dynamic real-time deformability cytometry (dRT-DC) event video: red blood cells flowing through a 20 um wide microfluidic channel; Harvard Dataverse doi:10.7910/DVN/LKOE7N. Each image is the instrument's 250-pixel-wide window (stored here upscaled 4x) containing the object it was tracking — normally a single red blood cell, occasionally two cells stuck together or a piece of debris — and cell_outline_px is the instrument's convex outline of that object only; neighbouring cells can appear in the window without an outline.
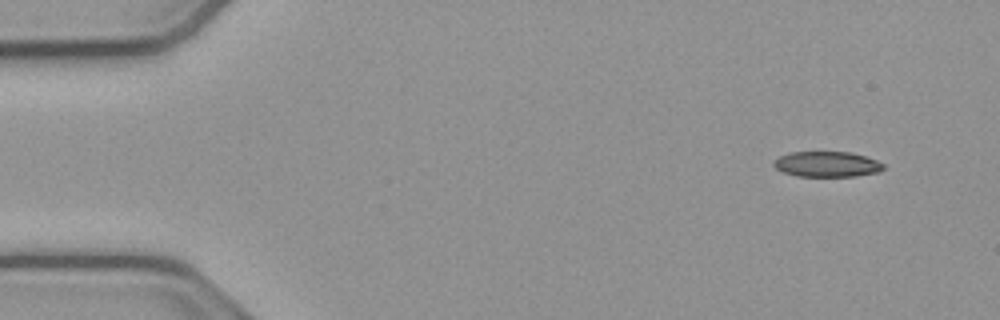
{"species": "common noctule bat (a hibernating species)", "species_latin": "Nyctalus noctula", "temperature_condition": "cold", "stored_images_in_passage": 50, "camera_frame_rate_fps": 3000, "um_per_image_px": 0.085, "animal": {"sex": "male", "body_mass_g": 23.1, "forearm_length_mm": 52.7}, "frame": {"image": 1, "passage_image": 1, "time_ms": 0.0, "image_size_px": [1000, 320], "cell_outline_px": [[884, 168], [880, 172], [856, 176], [796, 176], [784, 172], [776, 168], [772, 164], [772, 160], [788, 152], [852, 152], [876, 160], [884, 164]], "centroid_in_image_um": [70.28, 13.95], "position_along_channel_um": 14.7, "area_um2": 16.36}}
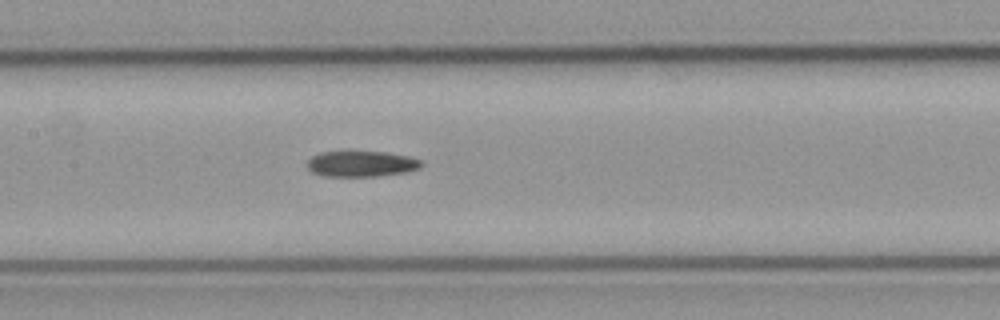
{"frame": {"image": 2, "passage_image": 22, "time_ms": 7.0, "image_size_px": [1000, 320], "cell_outline_px": [[424, 164], [420, 168], [408, 172], [376, 176], [320, 176], [312, 172], [308, 168], [308, 160], [312, 156], [320, 152], [384, 152], [408, 156], [420, 160]], "centroid_in_image_um": [30.72, 13.93], "position_along_channel_um": 176.7, "area_um2": 17.11}}
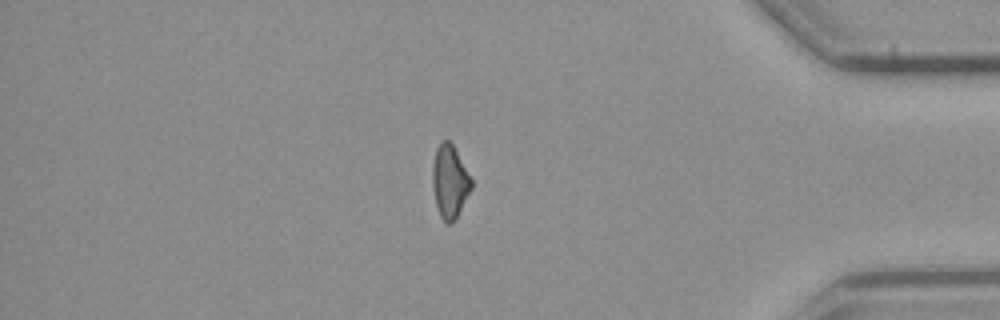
{"frame": {"image": 3, "passage_image": 42, "time_ms": 13.667, "image_size_px": [1000, 320], "cell_outline_px": [[472, 188], [452, 224], [448, 224], [440, 216], [436, 204], [432, 188], [432, 168], [436, 148], [444, 140], [448, 140], [452, 144], [472, 180]], "centroid_in_image_um": [38.21, 15.45], "position_along_channel_um": 397.0, "area_um2": 16.24}}